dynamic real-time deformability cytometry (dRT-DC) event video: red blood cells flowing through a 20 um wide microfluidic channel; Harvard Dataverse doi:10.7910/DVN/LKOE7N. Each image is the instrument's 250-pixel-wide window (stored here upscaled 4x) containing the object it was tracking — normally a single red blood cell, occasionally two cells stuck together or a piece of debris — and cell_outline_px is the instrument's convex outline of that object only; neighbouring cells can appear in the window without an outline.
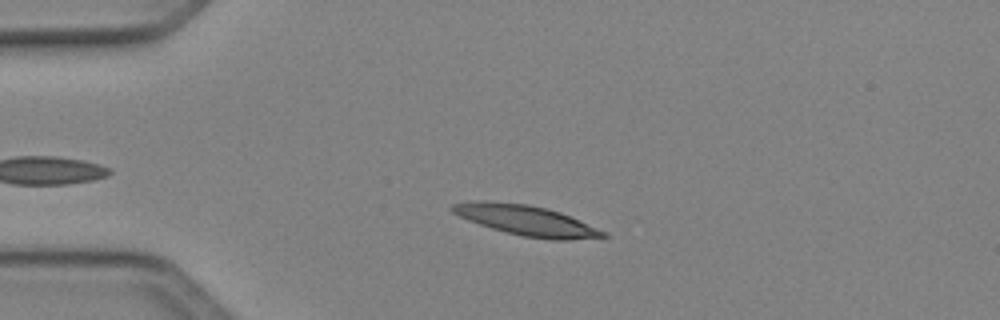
{"species": "Egyptian fruit bat (a non-hibernating species)", "species_latin": "Rousettus aegyptiacus", "temperature_condition": "cold", "stored_images_in_passage": 26, "camera_frame_rate_fps": 3000, "um_per_image_px": 0.085, "animal": {"sex": "female"}, "frame": {"image": 1, "passage_image": 11, "time_ms": 3.333, "image_size_px": [1000, 320], "cell_outline_px": [[608, 236], [568, 240], [552, 240], [524, 236], [492, 228], [468, 220], [452, 212], [448, 208], [452, 204], [476, 200], [488, 200], [528, 204], [548, 208], [560, 212], [608, 232]], "centroid_in_image_um": [44.73, 18.71], "position_along_channel_um": 40.3, "area_um2": 26.53}}
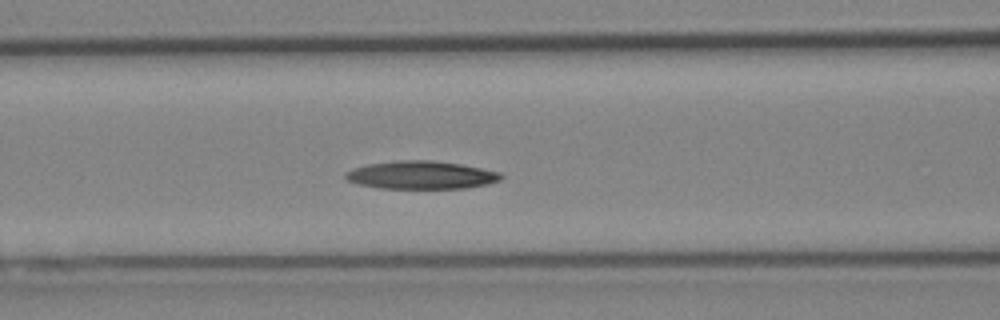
{"frame": {"image": 2, "passage_image": 20, "time_ms": 6.333, "image_size_px": [1000, 320], "cell_outline_px": [[504, 176], [500, 180], [488, 184], [468, 188], [380, 188], [356, 184], [348, 180], [344, 176], [352, 168], [368, 164], [396, 160], [432, 160], [460, 164], [500, 172]], "centroid_in_image_um": [35.81, 14.88], "position_along_channel_um": 130.8, "area_um2": 25.37}}
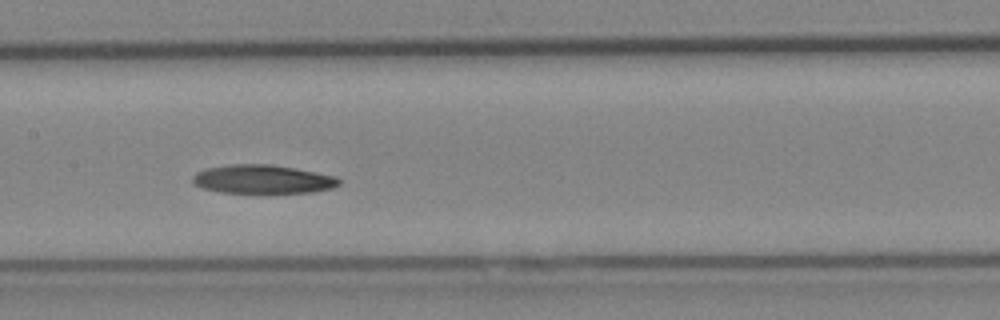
{"frame": {"image": 3, "passage_image": 24, "time_ms": 7.667, "image_size_px": [1000, 320], "cell_outline_px": [[340, 184], [332, 188], [316, 192], [268, 196], [220, 192], [204, 188], [196, 184], [192, 180], [192, 176], [196, 172], [204, 168], [232, 164], [272, 164], [316, 172], [336, 176], [340, 180]], "centroid_in_image_um": [22.36, 15.28], "position_along_channel_um": 185.0, "area_um2": 25.72}}